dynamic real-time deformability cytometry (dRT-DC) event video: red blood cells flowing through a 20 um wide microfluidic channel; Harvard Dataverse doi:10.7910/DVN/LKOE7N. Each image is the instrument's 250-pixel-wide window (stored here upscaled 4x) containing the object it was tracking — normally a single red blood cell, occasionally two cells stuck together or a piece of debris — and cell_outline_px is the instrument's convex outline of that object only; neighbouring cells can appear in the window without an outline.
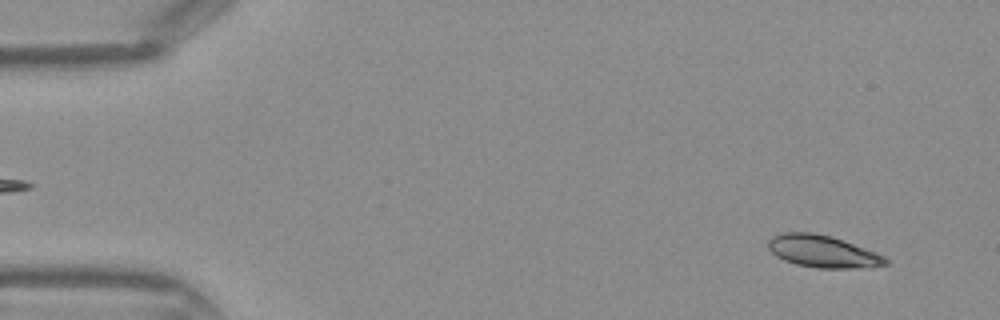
{"species": "Egyptian fruit bat (a non-hibernating species)", "species_latin": "Rousettus aegyptiacus", "temperature_condition": "warm", "stored_images_in_passage": 43, "camera_frame_rate_fps": 3000, "um_per_image_px": 0.085, "frame": {"image": 1, "passage_image": 3, "time_ms": 0.667, "image_size_px": [1000, 320], "cell_outline_px": [[888, 264], [868, 268], [816, 268], [796, 264], [784, 260], [776, 256], [768, 248], [768, 240], [772, 236], [780, 232], [812, 232], [832, 236], [876, 252], [884, 256], [888, 260]], "centroid_in_image_um": [69.93, 21.37], "position_along_channel_um": 15.1, "area_um2": 22.2}}
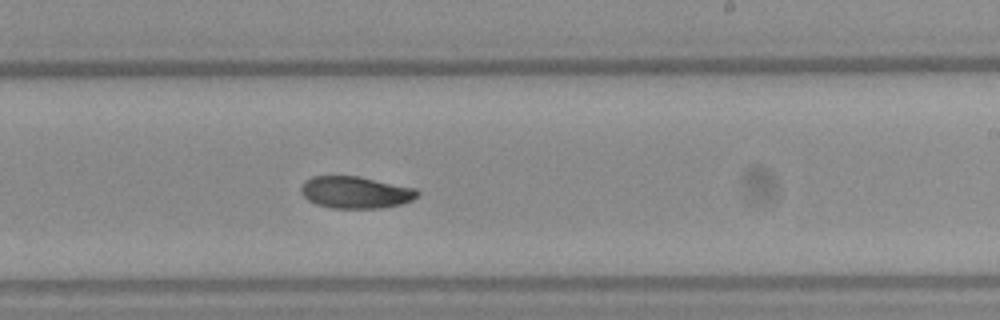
{"frame": {"image": 2, "passage_image": 26, "time_ms": 8.333, "image_size_px": [1000, 320], "cell_outline_px": [[420, 196], [412, 200], [400, 204], [380, 208], [332, 208], [316, 204], [308, 200], [300, 192], [300, 188], [304, 180], [312, 176], [360, 176], [416, 188], [420, 192]], "centroid_in_image_um": [30.23, 16.34], "position_along_channel_um": 258.8, "area_um2": 21.91}}
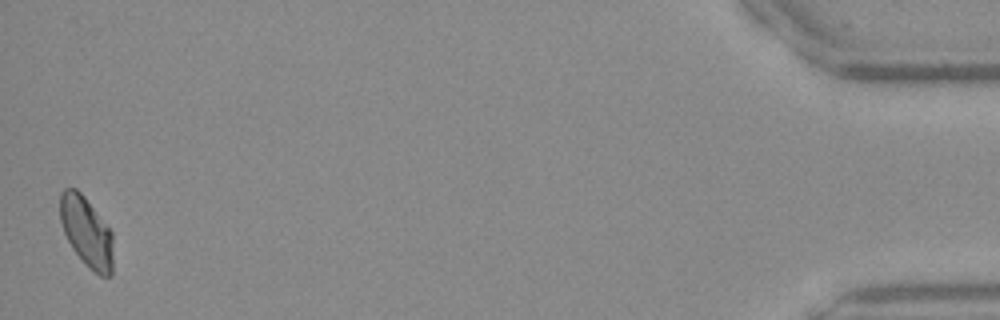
{"frame": {"image": 3, "passage_image": 43, "time_ms": 14.0, "image_size_px": [1000, 320], "cell_outline_px": [[112, 276], [100, 276], [72, 248], [64, 232], [60, 220], [60, 192], [64, 188], [76, 188], [84, 196], [112, 232]], "centroid_in_image_um": [7.34, 19.66], "position_along_channel_um": 427.9, "area_um2": 21.15}}